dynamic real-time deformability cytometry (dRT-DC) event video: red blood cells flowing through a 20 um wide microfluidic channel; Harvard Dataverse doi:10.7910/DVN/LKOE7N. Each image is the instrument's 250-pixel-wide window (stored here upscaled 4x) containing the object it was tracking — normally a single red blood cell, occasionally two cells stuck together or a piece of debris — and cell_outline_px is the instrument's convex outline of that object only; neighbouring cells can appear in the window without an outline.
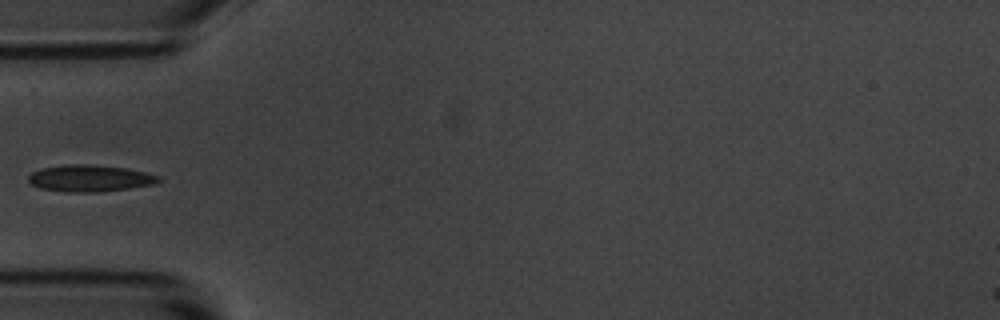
{"species": "common noctule bat (a hibernating species)", "species_latin": "Nyctalus noctula", "temperature_condition": "room temperature", "stored_images_in_passage": 7, "camera_frame_rate_fps": 3000, "um_per_image_px": 0.085, "animal": {"sex": "male", "body_mass_g": 20.1, "forearm_length_mm": 53.5}, "frame": {"image": 1, "passage_image": 6, "time_ms": 5.667, "image_size_px": [1000, 320], "cell_outline_px": [[164, 180], [156, 184], [128, 188], [96, 192], [72, 192], [40, 188], [32, 184], [28, 180], [28, 176], [32, 172], [40, 168], [72, 164], [92, 164], [124, 168], [144, 172], [160, 176]], "centroid_in_image_um": [7.67, 15.15], "position_along_channel_um": 77.3, "area_um2": 20.17}}